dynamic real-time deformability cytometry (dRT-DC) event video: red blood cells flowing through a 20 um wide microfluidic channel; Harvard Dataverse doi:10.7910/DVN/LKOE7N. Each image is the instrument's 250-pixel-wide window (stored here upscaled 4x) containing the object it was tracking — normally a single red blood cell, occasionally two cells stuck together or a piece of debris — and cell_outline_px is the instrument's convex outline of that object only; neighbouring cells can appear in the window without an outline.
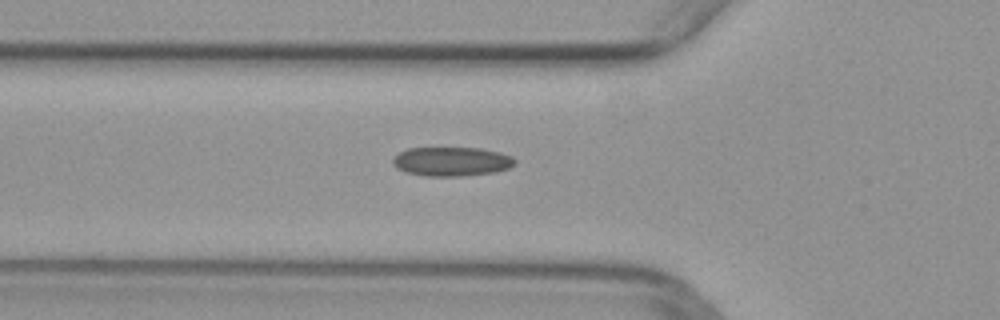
{"species": "common noctule bat (a hibernating species)", "species_latin": "Nyctalus noctula", "temperature_condition": "warm", "stored_images_in_passage": 35, "camera_frame_rate_fps": 3000, "um_per_image_px": 0.085, "animal": {"sex": "female", "body_mass_g": 29.2, "forearm_length_mm": 56.3}, "frame": {"image": 1, "passage_image": 2, "time_ms": 0.333, "image_size_px": [1000, 320], "cell_outline_px": [[516, 164], [508, 168], [496, 172], [460, 176], [424, 176], [404, 172], [396, 168], [392, 164], [392, 160], [400, 152], [408, 148], [480, 148], [500, 152], [512, 156], [516, 160]], "centroid_in_image_um": [38.39, 13.73], "position_along_channel_um": 87.4, "area_um2": 20.87}}
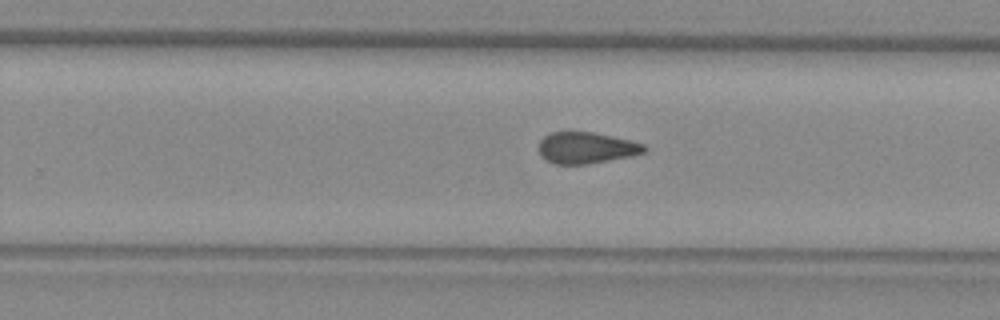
{"frame": {"image": 2, "passage_image": 16, "time_ms": 5.0, "image_size_px": [1000, 320], "cell_outline_px": [[648, 148], [644, 152], [632, 156], [588, 164], [556, 164], [544, 160], [540, 156], [540, 140], [544, 136], [552, 132], [592, 132], [628, 140], [644, 144]], "centroid_in_image_um": [49.82, 12.58], "position_along_channel_um": 280.0, "area_um2": 19.19}}
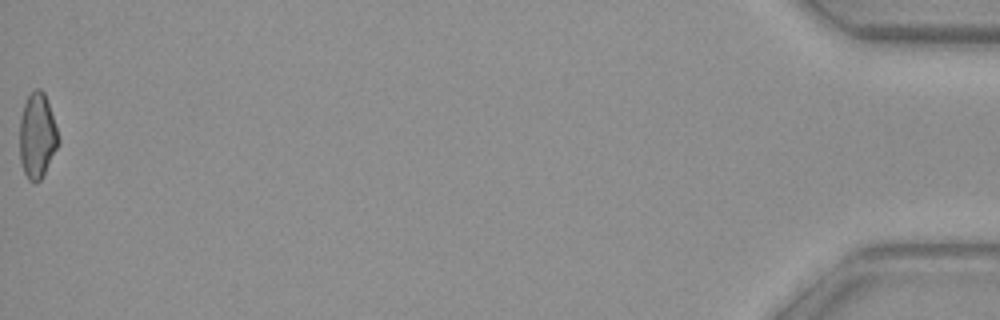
{"frame": {"image": 3, "passage_image": 35, "time_ms": 11.333, "image_size_px": [1000, 320], "cell_outline_px": [[60, 140], [40, 180], [36, 184], [28, 180], [24, 172], [20, 160], [20, 116], [24, 104], [28, 96], [36, 88], [40, 88], [44, 92]], "centroid_in_image_um": [3.14, 11.54], "position_along_channel_um": 432.1, "area_um2": 18.84}}